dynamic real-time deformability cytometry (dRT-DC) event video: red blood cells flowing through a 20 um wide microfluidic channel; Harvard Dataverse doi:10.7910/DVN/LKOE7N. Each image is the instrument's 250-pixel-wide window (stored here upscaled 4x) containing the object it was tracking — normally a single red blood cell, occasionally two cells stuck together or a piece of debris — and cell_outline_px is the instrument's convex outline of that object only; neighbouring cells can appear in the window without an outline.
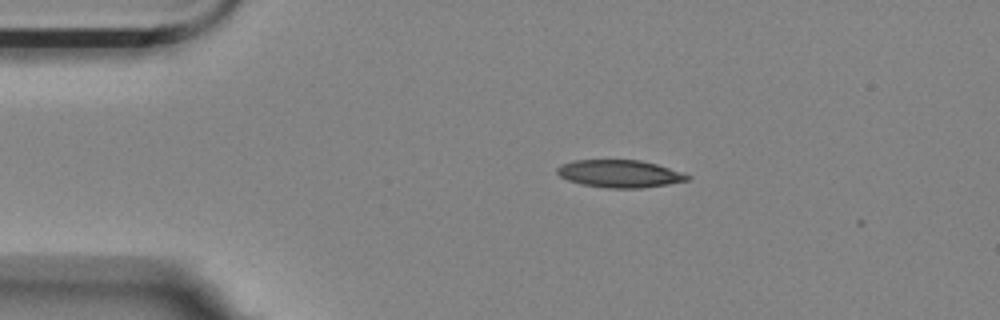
{"species": "Egyptian fruit bat (a non-hibernating species)", "species_latin": "Rousettus aegyptiacus", "temperature_condition": "room temperature", "stored_images_in_passage": 7, "camera_frame_rate_fps": 3000, "um_per_image_px": 0.085, "animal": {"sex": "female"}, "frame": {"image": 1, "passage_image": 1, "time_ms": 0.0, "image_size_px": [1000, 320], "cell_outline_px": [[692, 176], [688, 180], [668, 184], [640, 188], [608, 188], [580, 184], [568, 180], [560, 176], [556, 172], [556, 168], [560, 164], [576, 160], [640, 160], [656, 164], [684, 172]], "centroid_in_image_um": [52.67, 14.76], "position_along_channel_um": 32.3, "area_um2": 20.98}}